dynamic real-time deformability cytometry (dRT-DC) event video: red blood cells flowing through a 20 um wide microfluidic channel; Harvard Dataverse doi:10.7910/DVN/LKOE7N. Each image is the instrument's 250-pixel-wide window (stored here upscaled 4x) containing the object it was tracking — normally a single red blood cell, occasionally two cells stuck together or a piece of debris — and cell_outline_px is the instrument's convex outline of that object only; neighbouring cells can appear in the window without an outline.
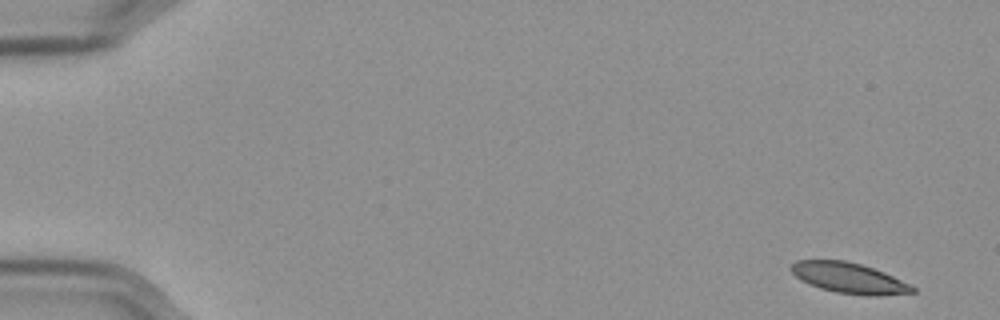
{"species": "Egyptian fruit bat (a non-hibernating species)", "species_latin": "Rousettus aegyptiacus", "temperature_condition": "cold", "stored_images_in_passage": 56, "camera_frame_rate_fps": 3000, "um_per_image_px": 0.085, "frame": {"image": 1, "passage_image": 1, "time_ms": 0.0, "image_size_px": [1000, 320], "cell_outline_px": [[916, 292], [872, 296], [868, 296], [836, 292], [820, 288], [808, 284], [800, 280], [788, 268], [796, 260], [844, 260], [860, 264], [884, 272], [916, 288]], "centroid_in_image_um": [72.12, 23.63], "position_along_channel_um": 12.9, "area_um2": 21.44}}
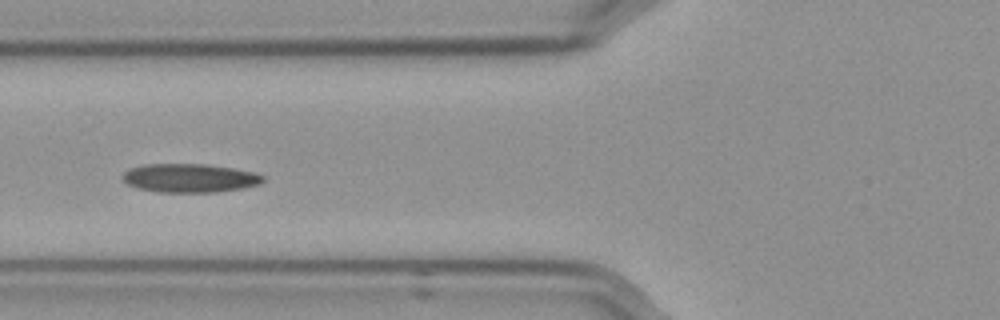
{"frame": {"image": 2, "passage_image": 21, "time_ms": 6.667, "image_size_px": [1000, 320], "cell_outline_px": [[264, 180], [260, 184], [244, 188], [216, 192], [156, 192], [140, 188], [128, 184], [120, 176], [128, 168], [144, 164], [208, 164], [232, 168], [252, 172], [264, 176]], "centroid_in_image_um": [16.11, 15.13], "position_along_channel_um": 109.7, "area_um2": 23.52}}
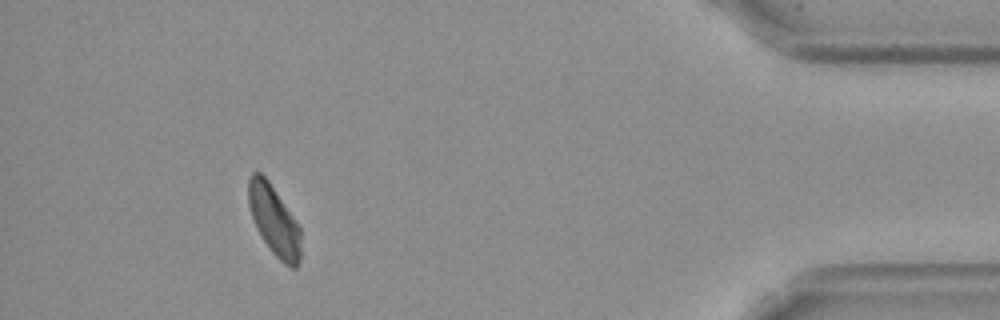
{"frame": {"image": 3, "passage_image": 51, "time_ms": 16.667, "image_size_px": [1000, 320], "cell_outline_px": [[300, 260], [296, 268], [292, 268], [284, 264], [272, 252], [256, 228], [248, 204], [248, 180], [252, 172], [260, 172], [268, 180], [300, 228]], "centroid_in_image_um": [23.28, 18.74], "position_along_channel_um": 411.9, "area_um2": 20.98}}